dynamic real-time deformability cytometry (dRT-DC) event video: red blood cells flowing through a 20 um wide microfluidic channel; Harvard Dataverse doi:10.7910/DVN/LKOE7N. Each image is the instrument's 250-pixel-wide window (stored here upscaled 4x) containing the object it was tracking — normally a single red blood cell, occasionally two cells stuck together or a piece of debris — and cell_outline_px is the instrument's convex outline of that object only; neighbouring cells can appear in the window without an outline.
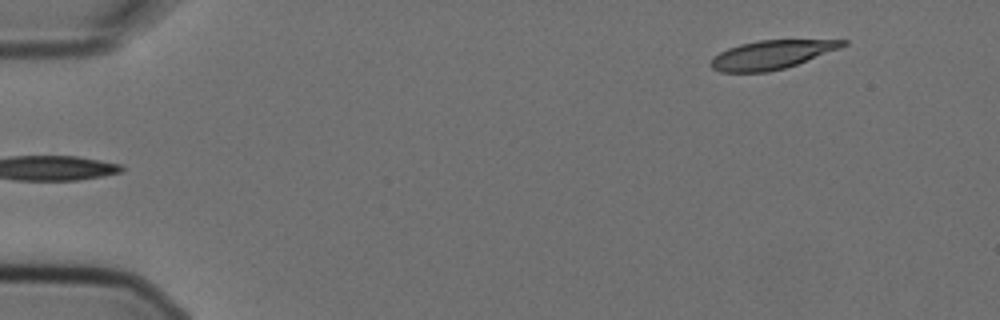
{"species": "Egyptian fruit bat (a non-hibernating species)", "species_latin": "Rousettus aegyptiacus", "temperature_condition": "cold", "stored_images_in_passage": 2, "camera_frame_rate_fps": 3000, "um_per_image_px": 0.085, "animal": {"sex": "female"}, "frame": {"image": 1, "passage_image": 2, "time_ms": 0.333, "image_size_px": [1000, 320], "cell_outline_px": [[848, 44], [840, 48], [796, 64], [784, 68], [768, 72], [720, 72], [712, 68], [708, 64], [720, 52], [728, 48], [740, 44], [760, 40], [848, 40]], "centroid_in_image_um": [65.57, 4.65], "position_along_channel_um": 19.4, "area_um2": 21.79}}